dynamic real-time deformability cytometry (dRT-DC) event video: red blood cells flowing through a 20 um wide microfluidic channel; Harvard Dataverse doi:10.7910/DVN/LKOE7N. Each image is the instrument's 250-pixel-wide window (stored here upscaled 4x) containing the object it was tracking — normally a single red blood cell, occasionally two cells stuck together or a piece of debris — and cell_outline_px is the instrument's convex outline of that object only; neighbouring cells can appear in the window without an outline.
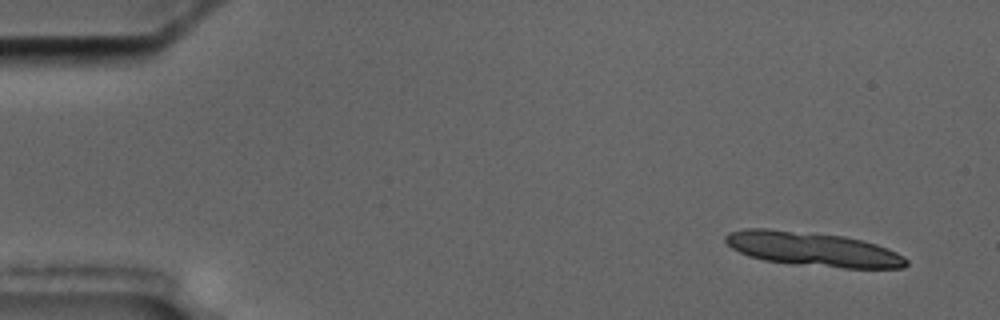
{"species": "common noctule bat (a hibernating species)", "species_latin": "Nyctalus noctula", "temperature_condition": "cold", "stored_images_in_passage": 5, "camera_frame_rate_fps": 3000, "um_per_image_px": 0.085, "animal": {"sex": "male", "body_mass_g": 17.5, "forearm_length_mm": 52.3}, "frame": {"image": 1, "passage_image": 1, "time_ms": 0.0, "image_size_px": [1000, 320], "cell_outline_px": [[908, 264], [904, 268], [844, 268], [792, 264], [764, 260], [748, 256], [732, 248], [724, 240], [724, 236], [728, 232], [744, 228], [768, 228], [844, 236], [876, 244], [888, 248], [904, 256], [908, 260]], "centroid_in_image_um": [69.08, 21.18], "position_along_channel_um": 15.9, "area_um2": 36.18}}
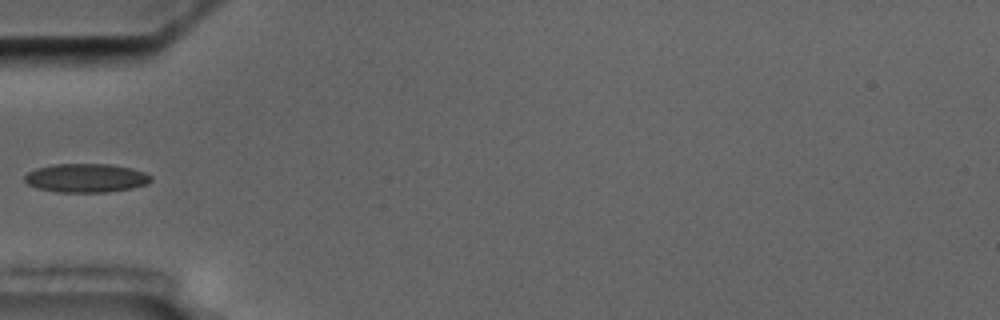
{"frame": {"image": 2, "passage_image": 5, "time_ms": 5.333, "image_size_px": [1000, 320], "cell_outline_px": [[152, 180], [148, 184], [132, 188], [108, 192], [56, 192], [36, 188], [28, 184], [24, 180], [24, 176], [28, 172], [36, 168], [52, 164], [112, 164], [132, 168], [144, 172], [152, 176]], "centroid_in_image_um": [7.32, 15.13], "position_along_channel_um": 77.7, "area_um2": 21.39}}